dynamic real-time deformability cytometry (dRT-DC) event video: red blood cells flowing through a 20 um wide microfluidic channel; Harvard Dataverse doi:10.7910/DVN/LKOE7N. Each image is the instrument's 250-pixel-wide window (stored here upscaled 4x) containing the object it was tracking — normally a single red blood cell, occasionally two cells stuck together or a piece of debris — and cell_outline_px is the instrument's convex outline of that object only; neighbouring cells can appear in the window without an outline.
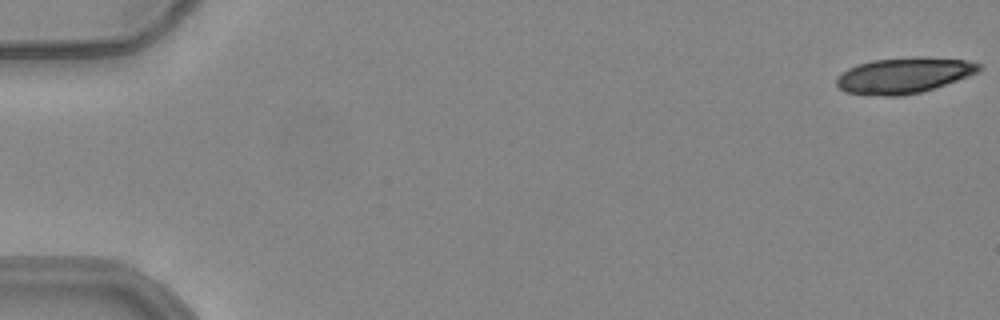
{"species": "common noctule bat (a hibernating species)", "species_latin": "Nyctalus noctula", "temperature_condition": "warm", "stored_images_in_passage": 6, "camera_frame_rate_fps": 3000, "um_per_image_px": 0.085, "animal": {"sex": "female", "body_mass_g": 24.6, "forearm_length_mm": 56.2}, "frame": {"image": 1, "passage_image": 1, "time_ms": 0.0, "image_size_px": [1000, 320], "cell_outline_px": [[984, 68], [968, 76], [936, 88], [924, 92], [900, 96], [868, 96], [844, 92], [836, 84], [836, 76], [848, 68], [856, 64], [872, 60], [912, 56], [924, 56], [968, 60], [980, 64]], "centroid_in_image_um": [76.81, 6.41], "position_along_channel_um": 8.2, "area_um2": 30.4}}